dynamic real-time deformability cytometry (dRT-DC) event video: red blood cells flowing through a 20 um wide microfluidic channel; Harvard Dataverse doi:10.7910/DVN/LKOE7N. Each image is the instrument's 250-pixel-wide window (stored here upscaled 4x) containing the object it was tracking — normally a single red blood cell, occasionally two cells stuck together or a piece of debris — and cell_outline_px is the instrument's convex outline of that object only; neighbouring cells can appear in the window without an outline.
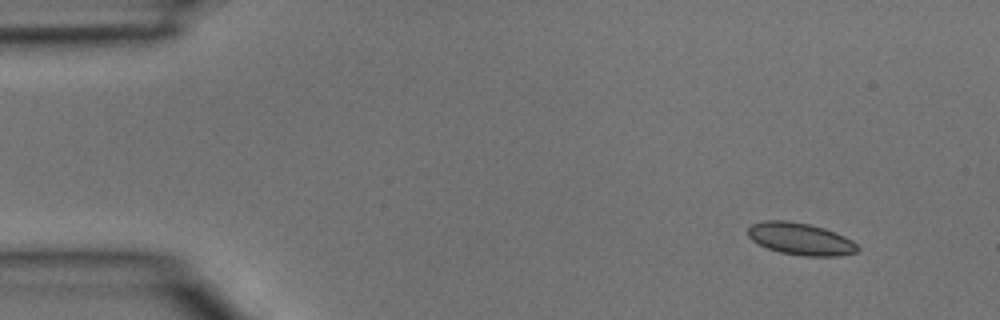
{"species": "common noctule bat (a hibernating species)", "species_latin": "Nyctalus noctula", "temperature_condition": "room temperature", "stored_images_in_passage": 4, "segment_of_instrument_passage": [1, 2], "camera_frame_rate_fps": 3000, "um_per_image_px": 0.085, "animal": {"sex": "male", "body_mass_g": 15.6}, "frame": {"image": 1, "passage_image": 1, "time_ms": 0.0, "image_size_px": [1000, 320], "cell_outline_px": [[860, 248], [856, 252], [840, 256], [804, 256], [780, 252], [768, 248], [752, 240], [748, 236], [748, 228], [752, 224], [764, 220], [788, 220], [808, 224], [824, 228], [836, 232], [852, 240]], "centroid_in_image_um": [68.05, 20.3], "position_along_channel_um": 16.9, "area_um2": 20.52}}